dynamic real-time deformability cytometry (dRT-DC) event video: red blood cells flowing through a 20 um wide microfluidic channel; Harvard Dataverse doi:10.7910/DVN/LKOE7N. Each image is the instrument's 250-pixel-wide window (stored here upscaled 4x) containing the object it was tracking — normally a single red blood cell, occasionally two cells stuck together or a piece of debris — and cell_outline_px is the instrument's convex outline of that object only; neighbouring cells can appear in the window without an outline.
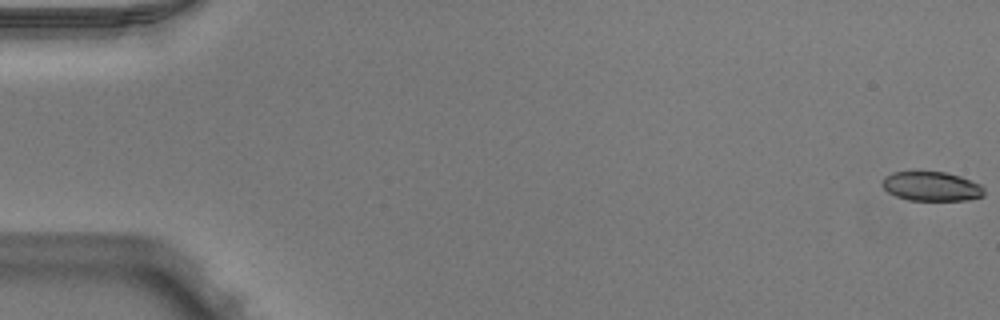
{"species": "Egyptian fruit bat (a non-hibernating species)", "species_latin": "Rousettus aegyptiacus", "temperature_condition": "warm", "stored_images_in_passage": 52, "camera_frame_rate_fps": 3000, "um_per_image_px": 0.085, "animal": {"sex": "male"}, "frame": {"image": 1, "passage_image": 1, "time_ms": 0.0, "image_size_px": [1000, 320], "cell_outline_px": [[984, 196], [968, 200], [908, 200], [896, 196], [888, 192], [880, 184], [880, 180], [884, 176], [892, 172], [944, 172], [960, 176], [980, 184], [984, 188]], "centroid_in_image_um": [79.15, 15.84], "position_along_channel_um": 5.9, "area_um2": 17.51}}
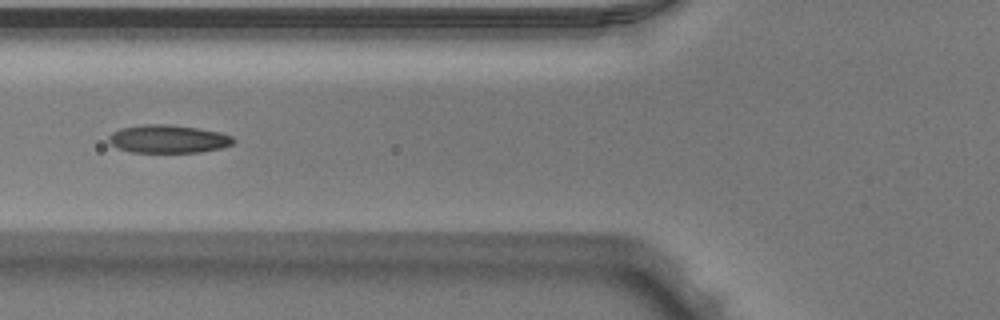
{"frame": {"image": 2, "passage_image": 21, "time_ms": 6.667, "image_size_px": [1000, 320], "cell_outline_px": [[236, 140], [232, 144], [220, 148], [200, 152], [132, 152], [116, 148], [108, 140], [108, 136], [112, 132], [120, 128], [144, 124], [168, 124], [196, 128], [220, 132], [232, 136]], "centroid_in_image_um": [14.27, 11.81], "position_along_channel_um": 111.5, "area_um2": 20.4}}
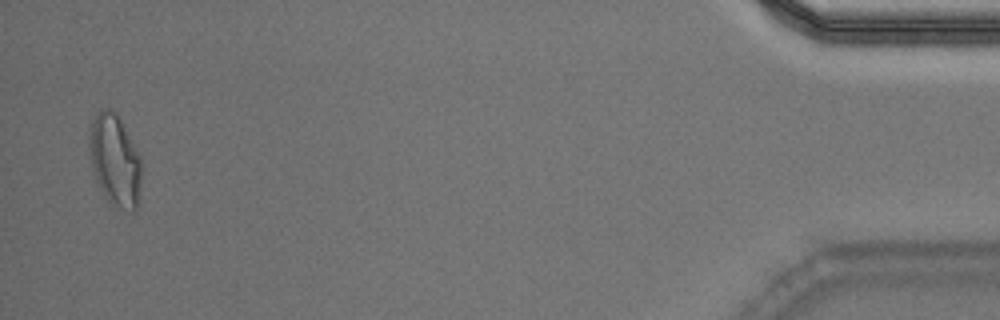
{"frame": {"image": 3, "passage_image": 51, "time_ms": 16.667, "image_size_px": [1000, 320], "cell_outline_px": [[140, 184], [136, 212], [132, 212], [120, 208], [108, 200], [104, 196], [92, 172], [88, 144], [92, 120], [100, 108], [112, 108], [116, 112], [140, 156]], "centroid_in_image_um": [9.74, 13.61], "position_along_channel_um": 425.5, "area_um2": 27.8}, "authors_computed_cell_mechanics": {"area_um2": 20.1144, "velocity_mm_per_s": 3.9728, "shape_relaxation_time_tau1_ms": 4.2239, "shape_relaxation_time_tau2_ms": 1.5061, "deformation_change_tau1": 0.1911, "deformation_change_tau2": 0.09}}